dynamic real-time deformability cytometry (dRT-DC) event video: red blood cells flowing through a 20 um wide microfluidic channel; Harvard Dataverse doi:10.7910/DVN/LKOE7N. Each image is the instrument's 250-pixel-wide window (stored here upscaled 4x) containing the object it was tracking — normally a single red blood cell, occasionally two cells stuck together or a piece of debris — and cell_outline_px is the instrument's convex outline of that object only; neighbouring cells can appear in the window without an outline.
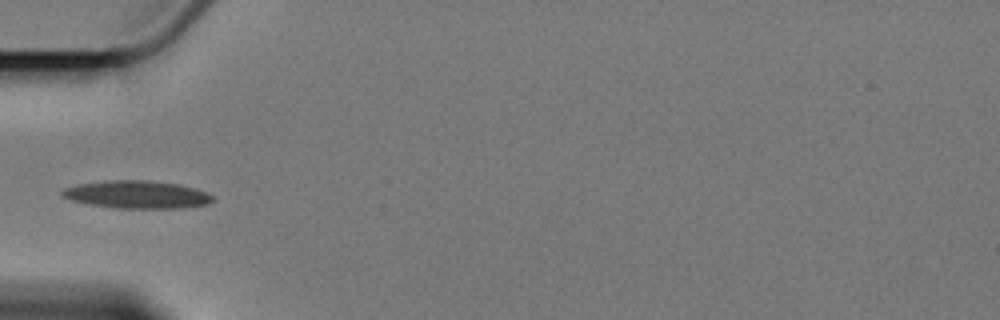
{"species": "Egyptian fruit bat (a non-hibernating species)", "species_latin": "Rousettus aegyptiacus", "temperature_condition": "cold", "stored_images_in_passage": 10, "camera_frame_rate_fps": 3000, "um_per_image_px": 0.085, "animal": {"sex": "female"}, "frame": {"image": 1, "passage_image": 3, "time_ms": 5.333, "image_size_px": [1000, 320], "cell_outline_px": [[216, 200], [208, 204], [184, 208], [116, 208], [92, 204], [72, 200], [60, 196], [60, 192], [64, 188], [76, 184], [104, 180], [148, 180], [180, 184], [196, 188], [212, 196]], "centroid_in_image_um": [11.64, 16.53], "position_along_channel_um": 73.4, "area_um2": 24.51}}
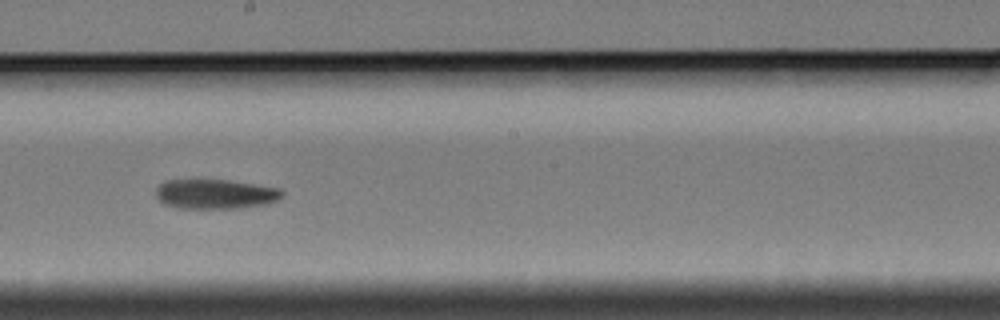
{"frame": {"image": 2, "passage_image": 7, "time_ms": 10.0, "image_size_px": [1000, 320], "cell_outline_px": [[284, 192], [276, 200], [268, 204], [240, 208], [176, 208], [164, 204], [156, 196], [156, 188], [164, 180], [228, 180], [280, 188]], "centroid_in_image_um": [18.28, 16.49], "position_along_channel_um": 229.9, "area_um2": 21.79}}
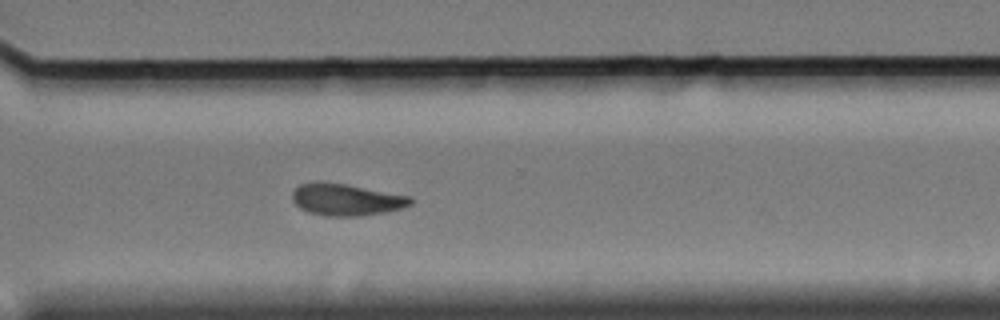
{"frame": {"image": 3, "passage_image": 10, "time_ms": 13.333, "image_size_px": [1000, 320], "cell_outline_px": [[412, 204], [404, 208], [384, 212], [360, 216], [324, 216], [308, 212], [300, 208], [292, 200], [292, 192], [300, 184], [316, 180], [344, 184], [412, 196]], "centroid_in_image_um": [29.42, 16.96], "position_along_channel_um": 341.2, "area_um2": 22.14}}